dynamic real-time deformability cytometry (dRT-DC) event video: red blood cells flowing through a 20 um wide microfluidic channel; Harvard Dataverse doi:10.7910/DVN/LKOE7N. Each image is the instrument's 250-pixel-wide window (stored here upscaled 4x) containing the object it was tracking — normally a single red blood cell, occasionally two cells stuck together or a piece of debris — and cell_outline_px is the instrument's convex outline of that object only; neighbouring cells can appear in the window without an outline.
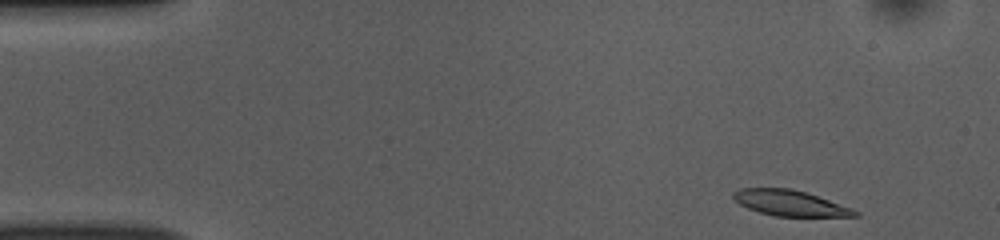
{"species": "common noctule bat (a hibernating species)", "species_latin": "Nyctalus noctula", "temperature_condition": "room temperature", "stored_images_in_passage": 47, "camera_frame_rate_fps": 3000, "um_per_image_px": 0.085, "animal": {"sex": "female", "body_mass_g": 10.0, "forearm_length_mm": 53.1}, "frame": {"image": 1, "passage_image": 1, "time_ms": 0.0, "image_size_px": [1000, 240], "cell_outline_px": [[860, 216], [776, 216], [760, 212], [748, 208], [740, 204], [732, 196], [732, 192], [740, 188], [792, 188], [852, 208], [860, 212]], "centroid_in_image_um": [67.14, 17.25], "position_along_channel_um": 17.9, "area_um2": 17.92}}
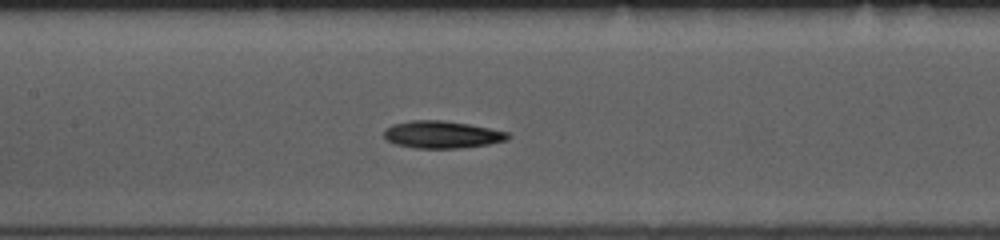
{"frame": {"image": 2, "passage_image": 20, "time_ms": 6.333, "image_size_px": [1000, 240], "cell_outline_px": [[512, 136], [508, 140], [488, 144], [460, 148], [416, 148], [396, 144], [388, 140], [384, 136], [384, 128], [392, 124], [412, 120], [444, 120], [468, 124], [508, 132]], "centroid_in_image_um": [37.57, 11.43], "position_along_channel_um": 169.8, "area_um2": 19.71}}
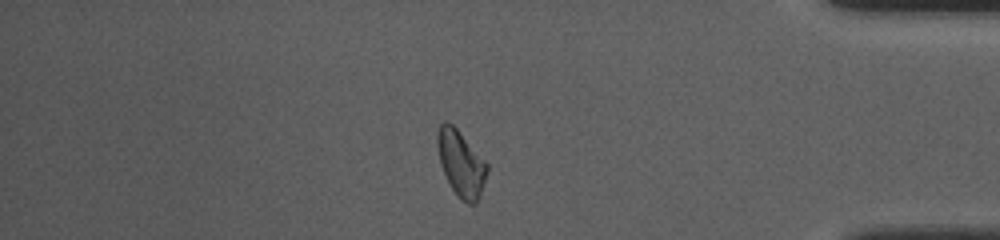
{"frame": {"image": 3, "passage_image": 40, "time_ms": 13.0, "image_size_px": [1000, 240], "cell_outline_px": [[488, 172], [480, 196], [476, 204], [468, 204], [460, 200], [456, 196], [440, 164], [436, 144], [436, 132], [440, 124], [444, 120], [452, 124], [456, 128], [488, 164]], "centroid_in_image_um": [39.17, 13.9], "position_along_channel_um": 396.0, "area_um2": 19.19}, "authors_computed_cell_mechanics": {"area_um2": 19.3052, "velocity_mm_per_s": 3.8531, "shape_relaxation_time_tau1_ms": 4.5823, "shape_relaxation_time_tau2_ms": 10.5598, "deformation_change_tau1": 0.1295, "deformation_change_tau2": 0.2284}}